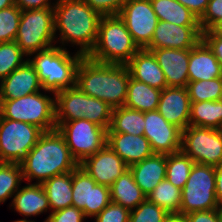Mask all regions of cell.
Returning <instances> with one entry per match:
<instances>
[{
	"instance_id": "1",
	"label": "cell",
	"mask_w": 222,
	"mask_h": 222,
	"mask_svg": "<svg viewBox=\"0 0 222 222\" xmlns=\"http://www.w3.org/2000/svg\"><path fill=\"white\" fill-rule=\"evenodd\" d=\"M125 64H108L83 57L76 70L75 86L112 108L124 106L130 81Z\"/></svg>"
},
{
	"instance_id": "2",
	"label": "cell",
	"mask_w": 222,
	"mask_h": 222,
	"mask_svg": "<svg viewBox=\"0 0 222 222\" xmlns=\"http://www.w3.org/2000/svg\"><path fill=\"white\" fill-rule=\"evenodd\" d=\"M55 38L59 30V41L79 46L77 53L87 57L97 40L101 15L83 0H56L54 6Z\"/></svg>"
},
{
	"instance_id": "3",
	"label": "cell",
	"mask_w": 222,
	"mask_h": 222,
	"mask_svg": "<svg viewBox=\"0 0 222 222\" xmlns=\"http://www.w3.org/2000/svg\"><path fill=\"white\" fill-rule=\"evenodd\" d=\"M79 163L71 155L63 135L56 129L44 131L37 144L22 162L23 179L36 184L67 172H72Z\"/></svg>"
},
{
	"instance_id": "4",
	"label": "cell",
	"mask_w": 222,
	"mask_h": 222,
	"mask_svg": "<svg viewBox=\"0 0 222 222\" xmlns=\"http://www.w3.org/2000/svg\"><path fill=\"white\" fill-rule=\"evenodd\" d=\"M34 55L33 59L28 58V61L37 72L43 91L55 96L63 89L75 86L76 70L83 58L81 54L76 52L71 56L61 45L39 51Z\"/></svg>"
},
{
	"instance_id": "5",
	"label": "cell",
	"mask_w": 222,
	"mask_h": 222,
	"mask_svg": "<svg viewBox=\"0 0 222 222\" xmlns=\"http://www.w3.org/2000/svg\"><path fill=\"white\" fill-rule=\"evenodd\" d=\"M140 49L118 15L102 16L96 43L87 56L108 64H127Z\"/></svg>"
},
{
	"instance_id": "6",
	"label": "cell",
	"mask_w": 222,
	"mask_h": 222,
	"mask_svg": "<svg viewBox=\"0 0 222 222\" xmlns=\"http://www.w3.org/2000/svg\"><path fill=\"white\" fill-rule=\"evenodd\" d=\"M0 116L34 124L43 131L54 130L55 97L36 92L16 99H0Z\"/></svg>"
},
{
	"instance_id": "7",
	"label": "cell",
	"mask_w": 222,
	"mask_h": 222,
	"mask_svg": "<svg viewBox=\"0 0 222 222\" xmlns=\"http://www.w3.org/2000/svg\"><path fill=\"white\" fill-rule=\"evenodd\" d=\"M55 39L53 8L22 11L15 42L27 56L55 46Z\"/></svg>"
},
{
	"instance_id": "8",
	"label": "cell",
	"mask_w": 222,
	"mask_h": 222,
	"mask_svg": "<svg viewBox=\"0 0 222 222\" xmlns=\"http://www.w3.org/2000/svg\"><path fill=\"white\" fill-rule=\"evenodd\" d=\"M215 167L194 163L182 189L179 214L218 209Z\"/></svg>"
},
{
	"instance_id": "9",
	"label": "cell",
	"mask_w": 222,
	"mask_h": 222,
	"mask_svg": "<svg viewBox=\"0 0 222 222\" xmlns=\"http://www.w3.org/2000/svg\"><path fill=\"white\" fill-rule=\"evenodd\" d=\"M43 132L34 124L0 116V162L22 164Z\"/></svg>"
},
{
	"instance_id": "10",
	"label": "cell",
	"mask_w": 222,
	"mask_h": 222,
	"mask_svg": "<svg viewBox=\"0 0 222 222\" xmlns=\"http://www.w3.org/2000/svg\"><path fill=\"white\" fill-rule=\"evenodd\" d=\"M56 128L79 164L107 144V129L84 118L56 123Z\"/></svg>"
},
{
	"instance_id": "11",
	"label": "cell",
	"mask_w": 222,
	"mask_h": 222,
	"mask_svg": "<svg viewBox=\"0 0 222 222\" xmlns=\"http://www.w3.org/2000/svg\"><path fill=\"white\" fill-rule=\"evenodd\" d=\"M181 151L195 163L222 164V130L188 126L182 130Z\"/></svg>"
},
{
	"instance_id": "12",
	"label": "cell",
	"mask_w": 222,
	"mask_h": 222,
	"mask_svg": "<svg viewBox=\"0 0 222 222\" xmlns=\"http://www.w3.org/2000/svg\"><path fill=\"white\" fill-rule=\"evenodd\" d=\"M72 206L84 212L86 217H95L110 202V187L97 184L81 167L72 171Z\"/></svg>"
},
{
	"instance_id": "13",
	"label": "cell",
	"mask_w": 222,
	"mask_h": 222,
	"mask_svg": "<svg viewBox=\"0 0 222 222\" xmlns=\"http://www.w3.org/2000/svg\"><path fill=\"white\" fill-rule=\"evenodd\" d=\"M118 16L124 21L134 43L146 49L158 23L150 0H127Z\"/></svg>"
},
{
	"instance_id": "14",
	"label": "cell",
	"mask_w": 222,
	"mask_h": 222,
	"mask_svg": "<svg viewBox=\"0 0 222 222\" xmlns=\"http://www.w3.org/2000/svg\"><path fill=\"white\" fill-rule=\"evenodd\" d=\"M143 135L149 140L154 154H173L181 151L182 130L166 121L157 111L144 112Z\"/></svg>"
},
{
	"instance_id": "15",
	"label": "cell",
	"mask_w": 222,
	"mask_h": 222,
	"mask_svg": "<svg viewBox=\"0 0 222 222\" xmlns=\"http://www.w3.org/2000/svg\"><path fill=\"white\" fill-rule=\"evenodd\" d=\"M79 167L97 184L108 187L129 169V166L107 144L94 155L84 159Z\"/></svg>"
},
{
	"instance_id": "16",
	"label": "cell",
	"mask_w": 222,
	"mask_h": 222,
	"mask_svg": "<svg viewBox=\"0 0 222 222\" xmlns=\"http://www.w3.org/2000/svg\"><path fill=\"white\" fill-rule=\"evenodd\" d=\"M200 26H180L159 20L146 49H192L201 39Z\"/></svg>"
},
{
	"instance_id": "17",
	"label": "cell",
	"mask_w": 222,
	"mask_h": 222,
	"mask_svg": "<svg viewBox=\"0 0 222 222\" xmlns=\"http://www.w3.org/2000/svg\"><path fill=\"white\" fill-rule=\"evenodd\" d=\"M190 108L186 87H166L161 91L157 111L181 130L189 126Z\"/></svg>"
},
{
	"instance_id": "18",
	"label": "cell",
	"mask_w": 222,
	"mask_h": 222,
	"mask_svg": "<svg viewBox=\"0 0 222 222\" xmlns=\"http://www.w3.org/2000/svg\"><path fill=\"white\" fill-rule=\"evenodd\" d=\"M153 53L167 81V87H186L188 78L189 49H146Z\"/></svg>"
},
{
	"instance_id": "19",
	"label": "cell",
	"mask_w": 222,
	"mask_h": 222,
	"mask_svg": "<svg viewBox=\"0 0 222 222\" xmlns=\"http://www.w3.org/2000/svg\"><path fill=\"white\" fill-rule=\"evenodd\" d=\"M42 90L37 72L27 61L0 82V99H16Z\"/></svg>"
},
{
	"instance_id": "20",
	"label": "cell",
	"mask_w": 222,
	"mask_h": 222,
	"mask_svg": "<svg viewBox=\"0 0 222 222\" xmlns=\"http://www.w3.org/2000/svg\"><path fill=\"white\" fill-rule=\"evenodd\" d=\"M107 145L128 165L141 162L154 153L144 136L126 133H107Z\"/></svg>"
},
{
	"instance_id": "21",
	"label": "cell",
	"mask_w": 222,
	"mask_h": 222,
	"mask_svg": "<svg viewBox=\"0 0 222 222\" xmlns=\"http://www.w3.org/2000/svg\"><path fill=\"white\" fill-rule=\"evenodd\" d=\"M216 77H222V66L201 39L192 49H189V82L210 80Z\"/></svg>"
},
{
	"instance_id": "22",
	"label": "cell",
	"mask_w": 222,
	"mask_h": 222,
	"mask_svg": "<svg viewBox=\"0 0 222 222\" xmlns=\"http://www.w3.org/2000/svg\"><path fill=\"white\" fill-rule=\"evenodd\" d=\"M126 65L133 79L159 90L167 87L165 74L151 51L140 49Z\"/></svg>"
},
{
	"instance_id": "23",
	"label": "cell",
	"mask_w": 222,
	"mask_h": 222,
	"mask_svg": "<svg viewBox=\"0 0 222 222\" xmlns=\"http://www.w3.org/2000/svg\"><path fill=\"white\" fill-rule=\"evenodd\" d=\"M134 181L147 196L166 176V154H153L129 166Z\"/></svg>"
},
{
	"instance_id": "24",
	"label": "cell",
	"mask_w": 222,
	"mask_h": 222,
	"mask_svg": "<svg viewBox=\"0 0 222 222\" xmlns=\"http://www.w3.org/2000/svg\"><path fill=\"white\" fill-rule=\"evenodd\" d=\"M16 212L28 218L47 212L49 201L42 184L28 183L14 194L11 205Z\"/></svg>"
},
{
	"instance_id": "25",
	"label": "cell",
	"mask_w": 222,
	"mask_h": 222,
	"mask_svg": "<svg viewBox=\"0 0 222 222\" xmlns=\"http://www.w3.org/2000/svg\"><path fill=\"white\" fill-rule=\"evenodd\" d=\"M55 122L64 123L84 118L86 94L77 86L55 94Z\"/></svg>"
},
{
	"instance_id": "26",
	"label": "cell",
	"mask_w": 222,
	"mask_h": 222,
	"mask_svg": "<svg viewBox=\"0 0 222 222\" xmlns=\"http://www.w3.org/2000/svg\"><path fill=\"white\" fill-rule=\"evenodd\" d=\"M111 202L123 206L129 211L137 208L145 199L146 195L134 181L130 169L126 170L110 186Z\"/></svg>"
},
{
	"instance_id": "27",
	"label": "cell",
	"mask_w": 222,
	"mask_h": 222,
	"mask_svg": "<svg viewBox=\"0 0 222 222\" xmlns=\"http://www.w3.org/2000/svg\"><path fill=\"white\" fill-rule=\"evenodd\" d=\"M161 91L130 77L124 106L141 112L157 110Z\"/></svg>"
},
{
	"instance_id": "28",
	"label": "cell",
	"mask_w": 222,
	"mask_h": 222,
	"mask_svg": "<svg viewBox=\"0 0 222 222\" xmlns=\"http://www.w3.org/2000/svg\"><path fill=\"white\" fill-rule=\"evenodd\" d=\"M52 212L72 206V172L56 175L42 183Z\"/></svg>"
},
{
	"instance_id": "29",
	"label": "cell",
	"mask_w": 222,
	"mask_h": 222,
	"mask_svg": "<svg viewBox=\"0 0 222 222\" xmlns=\"http://www.w3.org/2000/svg\"><path fill=\"white\" fill-rule=\"evenodd\" d=\"M158 20L180 26H200L198 17L177 0H150Z\"/></svg>"
},
{
	"instance_id": "30",
	"label": "cell",
	"mask_w": 222,
	"mask_h": 222,
	"mask_svg": "<svg viewBox=\"0 0 222 222\" xmlns=\"http://www.w3.org/2000/svg\"><path fill=\"white\" fill-rule=\"evenodd\" d=\"M145 126L144 112L125 106L112 109L111 124L107 133H126L143 135Z\"/></svg>"
},
{
	"instance_id": "31",
	"label": "cell",
	"mask_w": 222,
	"mask_h": 222,
	"mask_svg": "<svg viewBox=\"0 0 222 222\" xmlns=\"http://www.w3.org/2000/svg\"><path fill=\"white\" fill-rule=\"evenodd\" d=\"M189 126L222 130V99L191 102Z\"/></svg>"
},
{
	"instance_id": "32",
	"label": "cell",
	"mask_w": 222,
	"mask_h": 222,
	"mask_svg": "<svg viewBox=\"0 0 222 222\" xmlns=\"http://www.w3.org/2000/svg\"><path fill=\"white\" fill-rule=\"evenodd\" d=\"M146 198L165 209L169 214L179 213L182 190L175 187L168 179H163Z\"/></svg>"
},
{
	"instance_id": "33",
	"label": "cell",
	"mask_w": 222,
	"mask_h": 222,
	"mask_svg": "<svg viewBox=\"0 0 222 222\" xmlns=\"http://www.w3.org/2000/svg\"><path fill=\"white\" fill-rule=\"evenodd\" d=\"M194 163L195 162L182 151L166 155L165 178L175 187L182 190L188 180Z\"/></svg>"
},
{
	"instance_id": "34",
	"label": "cell",
	"mask_w": 222,
	"mask_h": 222,
	"mask_svg": "<svg viewBox=\"0 0 222 222\" xmlns=\"http://www.w3.org/2000/svg\"><path fill=\"white\" fill-rule=\"evenodd\" d=\"M21 164L0 162V204L18 191L22 183Z\"/></svg>"
},
{
	"instance_id": "35",
	"label": "cell",
	"mask_w": 222,
	"mask_h": 222,
	"mask_svg": "<svg viewBox=\"0 0 222 222\" xmlns=\"http://www.w3.org/2000/svg\"><path fill=\"white\" fill-rule=\"evenodd\" d=\"M186 88L190 102L218 101L222 99V77L188 82Z\"/></svg>"
},
{
	"instance_id": "36",
	"label": "cell",
	"mask_w": 222,
	"mask_h": 222,
	"mask_svg": "<svg viewBox=\"0 0 222 222\" xmlns=\"http://www.w3.org/2000/svg\"><path fill=\"white\" fill-rule=\"evenodd\" d=\"M15 41L0 43V81L24 65L28 59Z\"/></svg>"
},
{
	"instance_id": "37",
	"label": "cell",
	"mask_w": 222,
	"mask_h": 222,
	"mask_svg": "<svg viewBox=\"0 0 222 222\" xmlns=\"http://www.w3.org/2000/svg\"><path fill=\"white\" fill-rule=\"evenodd\" d=\"M112 109L101 99L86 95L84 119L108 130L111 124Z\"/></svg>"
},
{
	"instance_id": "38",
	"label": "cell",
	"mask_w": 222,
	"mask_h": 222,
	"mask_svg": "<svg viewBox=\"0 0 222 222\" xmlns=\"http://www.w3.org/2000/svg\"><path fill=\"white\" fill-rule=\"evenodd\" d=\"M21 13L16 5L0 10V43L15 41Z\"/></svg>"
},
{
	"instance_id": "39",
	"label": "cell",
	"mask_w": 222,
	"mask_h": 222,
	"mask_svg": "<svg viewBox=\"0 0 222 222\" xmlns=\"http://www.w3.org/2000/svg\"><path fill=\"white\" fill-rule=\"evenodd\" d=\"M169 213L147 198L130 211L129 222H164Z\"/></svg>"
},
{
	"instance_id": "40",
	"label": "cell",
	"mask_w": 222,
	"mask_h": 222,
	"mask_svg": "<svg viewBox=\"0 0 222 222\" xmlns=\"http://www.w3.org/2000/svg\"><path fill=\"white\" fill-rule=\"evenodd\" d=\"M222 21V0H209L207 9L199 19L202 31L212 30Z\"/></svg>"
},
{
	"instance_id": "41",
	"label": "cell",
	"mask_w": 222,
	"mask_h": 222,
	"mask_svg": "<svg viewBox=\"0 0 222 222\" xmlns=\"http://www.w3.org/2000/svg\"><path fill=\"white\" fill-rule=\"evenodd\" d=\"M130 211L123 206L110 202L98 215L95 222H129Z\"/></svg>"
},
{
	"instance_id": "42",
	"label": "cell",
	"mask_w": 222,
	"mask_h": 222,
	"mask_svg": "<svg viewBox=\"0 0 222 222\" xmlns=\"http://www.w3.org/2000/svg\"><path fill=\"white\" fill-rule=\"evenodd\" d=\"M101 16L118 15L127 0H83Z\"/></svg>"
},
{
	"instance_id": "43",
	"label": "cell",
	"mask_w": 222,
	"mask_h": 222,
	"mask_svg": "<svg viewBox=\"0 0 222 222\" xmlns=\"http://www.w3.org/2000/svg\"><path fill=\"white\" fill-rule=\"evenodd\" d=\"M84 212L75 206H69L50 213L44 222H83Z\"/></svg>"
},
{
	"instance_id": "44",
	"label": "cell",
	"mask_w": 222,
	"mask_h": 222,
	"mask_svg": "<svg viewBox=\"0 0 222 222\" xmlns=\"http://www.w3.org/2000/svg\"><path fill=\"white\" fill-rule=\"evenodd\" d=\"M185 216L188 222H222V209L196 211Z\"/></svg>"
},
{
	"instance_id": "45",
	"label": "cell",
	"mask_w": 222,
	"mask_h": 222,
	"mask_svg": "<svg viewBox=\"0 0 222 222\" xmlns=\"http://www.w3.org/2000/svg\"><path fill=\"white\" fill-rule=\"evenodd\" d=\"M202 40L208 45L222 66V37L213 30H207L202 32Z\"/></svg>"
},
{
	"instance_id": "46",
	"label": "cell",
	"mask_w": 222,
	"mask_h": 222,
	"mask_svg": "<svg viewBox=\"0 0 222 222\" xmlns=\"http://www.w3.org/2000/svg\"><path fill=\"white\" fill-rule=\"evenodd\" d=\"M52 4L51 0H15V5L18 6L22 11L30 9L54 8L56 3Z\"/></svg>"
},
{
	"instance_id": "47",
	"label": "cell",
	"mask_w": 222,
	"mask_h": 222,
	"mask_svg": "<svg viewBox=\"0 0 222 222\" xmlns=\"http://www.w3.org/2000/svg\"><path fill=\"white\" fill-rule=\"evenodd\" d=\"M200 19L205 13L209 0H177Z\"/></svg>"
},
{
	"instance_id": "48",
	"label": "cell",
	"mask_w": 222,
	"mask_h": 222,
	"mask_svg": "<svg viewBox=\"0 0 222 222\" xmlns=\"http://www.w3.org/2000/svg\"><path fill=\"white\" fill-rule=\"evenodd\" d=\"M216 174V198L219 204V208L222 209V164L215 167Z\"/></svg>"
},
{
	"instance_id": "49",
	"label": "cell",
	"mask_w": 222,
	"mask_h": 222,
	"mask_svg": "<svg viewBox=\"0 0 222 222\" xmlns=\"http://www.w3.org/2000/svg\"><path fill=\"white\" fill-rule=\"evenodd\" d=\"M164 222H188L186 216L179 213H171L169 214Z\"/></svg>"
},
{
	"instance_id": "50",
	"label": "cell",
	"mask_w": 222,
	"mask_h": 222,
	"mask_svg": "<svg viewBox=\"0 0 222 222\" xmlns=\"http://www.w3.org/2000/svg\"><path fill=\"white\" fill-rule=\"evenodd\" d=\"M15 5V0H0V10Z\"/></svg>"
},
{
	"instance_id": "51",
	"label": "cell",
	"mask_w": 222,
	"mask_h": 222,
	"mask_svg": "<svg viewBox=\"0 0 222 222\" xmlns=\"http://www.w3.org/2000/svg\"><path fill=\"white\" fill-rule=\"evenodd\" d=\"M218 36L222 37V21L212 29Z\"/></svg>"
},
{
	"instance_id": "52",
	"label": "cell",
	"mask_w": 222,
	"mask_h": 222,
	"mask_svg": "<svg viewBox=\"0 0 222 222\" xmlns=\"http://www.w3.org/2000/svg\"><path fill=\"white\" fill-rule=\"evenodd\" d=\"M13 222H35V221H30L27 219H21V220H17V221H13Z\"/></svg>"
}]
</instances>
